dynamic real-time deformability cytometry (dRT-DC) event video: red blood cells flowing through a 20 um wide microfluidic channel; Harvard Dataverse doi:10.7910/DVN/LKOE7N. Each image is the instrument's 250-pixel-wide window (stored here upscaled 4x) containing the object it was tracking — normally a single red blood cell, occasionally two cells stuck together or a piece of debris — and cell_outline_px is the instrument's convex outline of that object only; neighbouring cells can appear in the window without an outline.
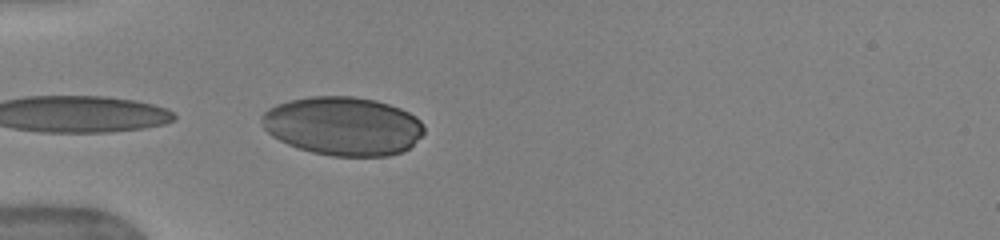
{"species": "human", "species_latin": "Homo sapiens", "temperature_condition": "warm", "stored_images_in_passage": 24, "camera_frame_rate_fps": 3000, "um_per_image_px": 0.085, "donor": {"sex": "female"}, "frame": {"image": 1, "passage_image": 1, "time_ms": 0.0, "image_size_px": [1000, 240], "cell_outline_px": [[424, 132], [408, 148], [400, 152], [388, 156], [332, 156], [312, 152], [288, 144], [272, 136], [264, 128], [260, 116], [268, 108], [276, 104], [292, 100], [312, 96], [352, 96], [376, 100], [400, 108], [416, 116], [424, 124]], "centroid_in_image_um": [29.15, 10.71], "position_along_channel_um": 55.8, "area_um2": 55.37}}